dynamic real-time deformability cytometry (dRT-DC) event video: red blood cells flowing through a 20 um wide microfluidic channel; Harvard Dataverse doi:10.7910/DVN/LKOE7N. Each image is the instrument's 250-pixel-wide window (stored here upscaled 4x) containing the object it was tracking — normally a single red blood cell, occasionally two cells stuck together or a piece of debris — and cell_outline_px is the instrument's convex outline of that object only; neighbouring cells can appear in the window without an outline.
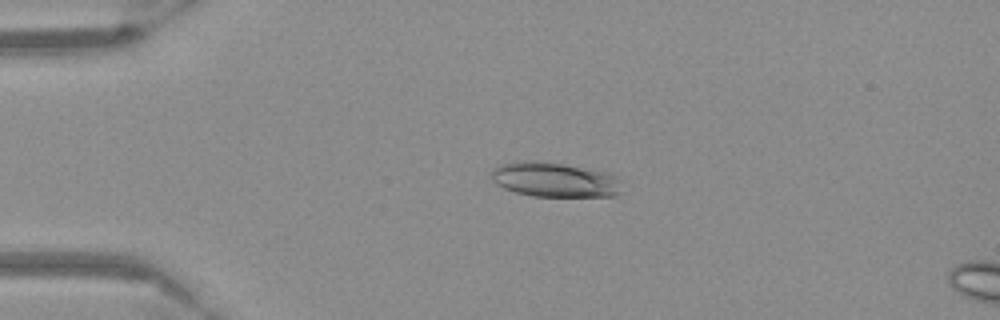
{"species": "Egyptian fruit bat (a non-hibernating species)", "species_latin": "Rousettus aegyptiacus", "temperature_condition": "warm", "stored_images_in_passage": 40, "camera_frame_rate_fps": 3000, "um_per_image_px": 0.085, "frame": {"image": 1, "passage_image": 6, "time_ms": 1.667, "image_size_px": [1000, 320], "cell_outline_px": [[620, 192], [616, 196], [532, 196], [516, 192], [504, 188], [496, 184], [488, 176], [492, 168], [500, 164], [524, 160], [536, 160], [564, 164], [604, 172], [616, 176]], "centroid_in_image_um": [47.04, 15.26], "position_along_channel_um": 38.0, "area_um2": 26.36}}
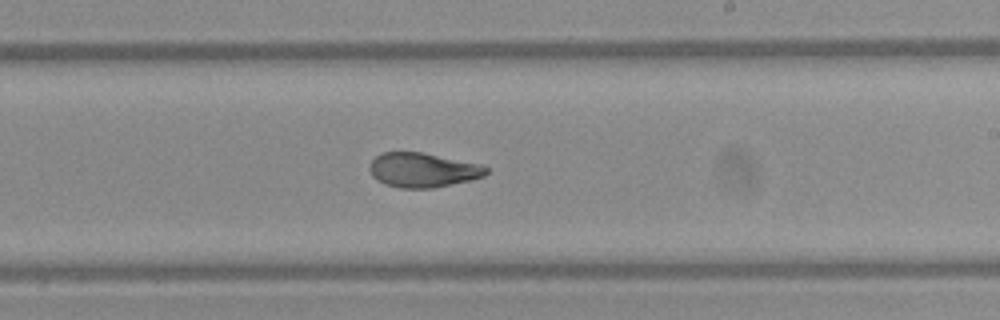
{"frame": {"image": 2, "passage_image": 26, "time_ms": 8.333, "image_size_px": [1000, 320], "cell_outline_px": [[488, 172], [484, 176], [472, 180], [432, 188], [400, 188], [384, 184], [376, 180], [372, 176], [368, 168], [368, 164], [380, 152], [420, 152], [480, 164], [488, 168]], "centroid_in_image_um": [35.9, 14.46], "position_along_channel_um": 253.1, "area_um2": 23.52}}
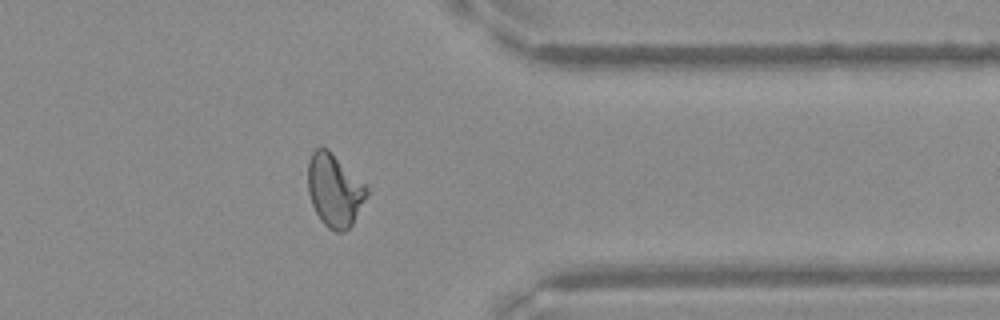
{"frame": {"image": 3, "passage_image": 37, "time_ms": 12.0, "image_size_px": [1000, 320], "cell_outline_px": [[368, 196], [352, 224], [344, 232], [336, 232], [328, 228], [320, 220], [312, 204], [308, 192], [308, 160], [312, 152], [316, 148], [328, 148], [368, 184]], "centroid_in_image_um": [28.46, 16.15], "position_along_channel_um": 382.9, "area_um2": 25.43}}